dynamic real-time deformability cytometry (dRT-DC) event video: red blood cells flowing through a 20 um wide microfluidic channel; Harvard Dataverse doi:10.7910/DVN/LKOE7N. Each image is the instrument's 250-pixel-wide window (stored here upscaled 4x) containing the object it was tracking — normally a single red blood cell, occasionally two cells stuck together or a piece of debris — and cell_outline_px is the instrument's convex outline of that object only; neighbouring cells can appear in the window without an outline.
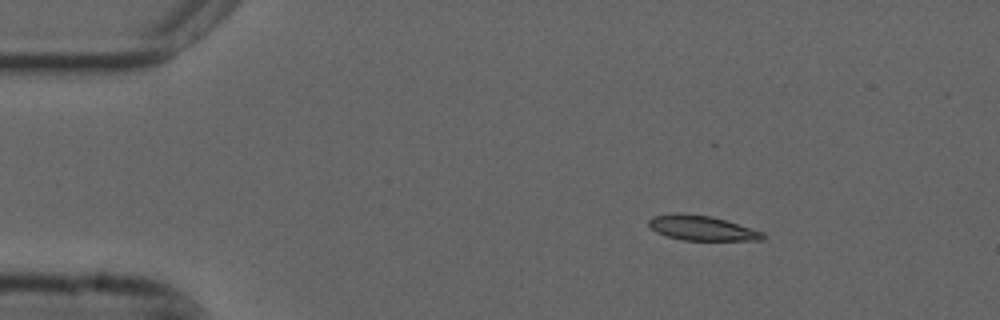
{"species": "common noctule bat (a hibernating species)", "species_latin": "Nyctalus noctula", "temperature_condition": "cold", "stored_images_in_passage": 54, "camera_frame_rate_fps": 3000, "um_per_image_px": 0.085, "animal": {"sex": "male", "forearm_length_mm": 52.5}, "frame": {"image": 1, "passage_image": 8, "time_ms": 2.333, "image_size_px": [1000, 320], "cell_outline_px": [[768, 236], [764, 240], [684, 240], [668, 236], [656, 232], [648, 224], [648, 220], [652, 216], [672, 212], [676, 212], [712, 216], [764, 232]], "centroid_in_image_um": [59.66, 19.37], "position_along_channel_um": 25.3, "area_um2": 16.65}}
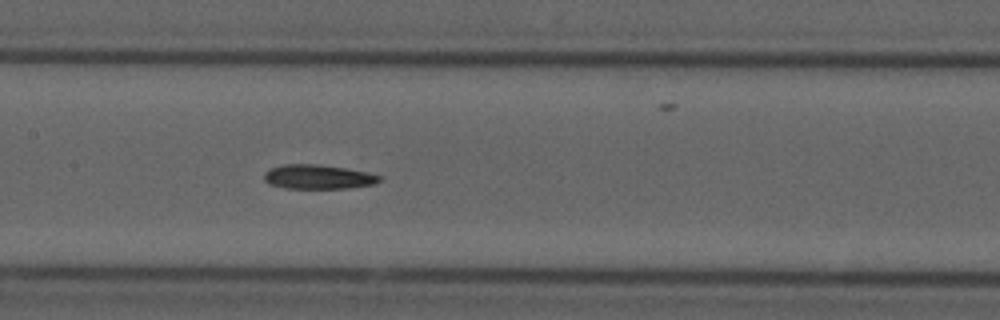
{"frame": {"image": 2, "passage_image": 26, "time_ms": 8.333, "image_size_px": [1000, 320], "cell_outline_px": [[380, 180], [372, 184], [348, 188], [284, 188], [268, 184], [264, 180], [264, 172], [272, 168], [284, 164], [320, 164], [368, 172], [380, 176]], "centroid_in_image_um": [26.99, 15.03], "position_along_channel_um": 180.4, "area_um2": 16.24}}
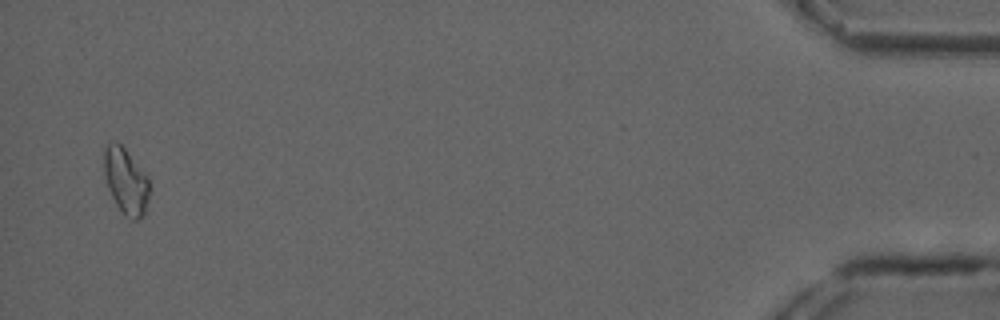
{"frame": {"image": 3, "passage_image": 53, "time_ms": 17.333, "image_size_px": [1000, 320], "cell_outline_px": [[148, 196], [144, 216], [136, 220], [132, 220], [124, 216], [116, 204], [108, 188], [104, 172], [104, 148], [108, 144], [116, 140], [124, 148], [148, 176]], "centroid_in_image_um": [10.69, 15.41], "position_along_channel_um": 424.5, "area_um2": 17.34}}